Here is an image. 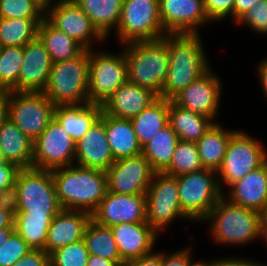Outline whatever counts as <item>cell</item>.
Listing matches in <instances>:
<instances>
[{
  "instance_id": "1",
  "label": "cell",
  "mask_w": 267,
  "mask_h": 266,
  "mask_svg": "<svg viewBox=\"0 0 267 266\" xmlns=\"http://www.w3.org/2000/svg\"><path fill=\"white\" fill-rule=\"evenodd\" d=\"M169 67L162 92L158 96L172 100L193 81L202 76L210 67L201 33L166 34Z\"/></svg>"
},
{
  "instance_id": "2",
  "label": "cell",
  "mask_w": 267,
  "mask_h": 266,
  "mask_svg": "<svg viewBox=\"0 0 267 266\" xmlns=\"http://www.w3.org/2000/svg\"><path fill=\"white\" fill-rule=\"evenodd\" d=\"M62 209L92 214L108 192L105 171L72 164L51 170Z\"/></svg>"
},
{
  "instance_id": "3",
  "label": "cell",
  "mask_w": 267,
  "mask_h": 266,
  "mask_svg": "<svg viewBox=\"0 0 267 266\" xmlns=\"http://www.w3.org/2000/svg\"><path fill=\"white\" fill-rule=\"evenodd\" d=\"M208 223L211 239L219 246H241L262 237L261 212L240 207L222 196L201 221Z\"/></svg>"
},
{
  "instance_id": "4",
  "label": "cell",
  "mask_w": 267,
  "mask_h": 266,
  "mask_svg": "<svg viewBox=\"0 0 267 266\" xmlns=\"http://www.w3.org/2000/svg\"><path fill=\"white\" fill-rule=\"evenodd\" d=\"M120 46L125 52L127 81L149 88L159 96L168 75V43L161 38Z\"/></svg>"
},
{
  "instance_id": "5",
  "label": "cell",
  "mask_w": 267,
  "mask_h": 266,
  "mask_svg": "<svg viewBox=\"0 0 267 266\" xmlns=\"http://www.w3.org/2000/svg\"><path fill=\"white\" fill-rule=\"evenodd\" d=\"M11 201L14 214L57 215L62 210L51 170L21 168Z\"/></svg>"
},
{
  "instance_id": "6",
  "label": "cell",
  "mask_w": 267,
  "mask_h": 266,
  "mask_svg": "<svg viewBox=\"0 0 267 266\" xmlns=\"http://www.w3.org/2000/svg\"><path fill=\"white\" fill-rule=\"evenodd\" d=\"M89 49L65 61L53 62L43 93L55 106L89 103Z\"/></svg>"
},
{
  "instance_id": "7",
  "label": "cell",
  "mask_w": 267,
  "mask_h": 266,
  "mask_svg": "<svg viewBox=\"0 0 267 266\" xmlns=\"http://www.w3.org/2000/svg\"><path fill=\"white\" fill-rule=\"evenodd\" d=\"M261 138L257 139L244 130H235L229 139L221 167L217 171L219 186L225 193L233 183L267 161V149ZM225 188H224V187Z\"/></svg>"
},
{
  "instance_id": "8",
  "label": "cell",
  "mask_w": 267,
  "mask_h": 266,
  "mask_svg": "<svg viewBox=\"0 0 267 266\" xmlns=\"http://www.w3.org/2000/svg\"><path fill=\"white\" fill-rule=\"evenodd\" d=\"M177 184L181 209L194 223H201L223 196L217 171L211 169L178 176Z\"/></svg>"
},
{
  "instance_id": "9",
  "label": "cell",
  "mask_w": 267,
  "mask_h": 266,
  "mask_svg": "<svg viewBox=\"0 0 267 266\" xmlns=\"http://www.w3.org/2000/svg\"><path fill=\"white\" fill-rule=\"evenodd\" d=\"M115 33L121 45L163 38L167 33L160 20L159 0H123Z\"/></svg>"
},
{
  "instance_id": "10",
  "label": "cell",
  "mask_w": 267,
  "mask_h": 266,
  "mask_svg": "<svg viewBox=\"0 0 267 266\" xmlns=\"http://www.w3.org/2000/svg\"><path fill=\"white\" fill-rule=\"evenodd\" d=\"M177 219L193 222L181 209L177 177L155 172L146 193V222L160 235Z\"/></svg>"
},
{
  "instance_id": "11",
  "label": "cell",
  "mask_w": 267,
  "mask_h": 266,
  "mask_svg": "<svg viewBox=\"0 0 267 266\" xmlns=\"http://www.w3.org/2000/svg\"><path fill=\"white\" fill-rule=\"evenodd\" d=\"M126 82L127 65L123 48L119 53L89 49V103L102 106Z\"/></svg>"
},
{
  "instance_id": "12",
  "label": "cell",
  "mask_w": 267,
  "mask_h": 266,
  "mask_svg": "<svg viewBox=\"0 0 267 266\" xmlns=\"http://www.w3.org/2000/svg\"><path fill=\"white\" fill-rule=\"evenodd\" d=\"M55 105L43 92H12L9 117L33 142L54 118Z\"/></svg>"
},
{
  "instance_id": "13",
  "label": "cell",
  "mask_w": 267,
  "mask_h": 266,
  "mask_svg": "<svg viewBox=\"0 0 267 266\" xmlns=\"http://www.w3.org/2000/svg\"><path fill=\"white\" fill-rule=\"evenodd\" d=\"M33 143L34 168L53 170L74 164L76 142L55 118Z\"/></svg>"
},
{
  "instance_id": "14",
  "label": "cell",
  "mask_w": 267,
  "mask_h": 266,
  "mask_svg": "<svg viewBox=\"0 0 267 266\" xmlns=\"http://www.w3.org/2000/svg\"><path fill=\"white\" fill-rule=\"evenodd\" d=\"M45 18L55 28L72 37L85 49H94L96 47L94 45L98 42L103 44L107 40L74 0L56 2L45 13Z\"/></svg>"
},
{
  "instance_id": "15",
  "label": "cell",
  "mask_w": 267,
  "mask_h": 266,
  "mask_svg": "<svg viewBox=\"0 0 267 266\" xmlns=\"http://www.w3.org/2000/svg\"><path fill=\"white\" fill-rule=\"evenodd\" d=\"M212 67L177 94L172 101L184 109L208 116L214 122H218L216 120L219 118L223 88L220 76Z\"/></svg>"
},
{
  "instance_id": "16",
  "label": "cell",
  "mask_w": 267,
  "mask_h": 266,
  "mask_svg": "<svg viewBox=\"0 0 267 266\" xmlns=\"http://www.w3.org/2000/svg\"><path fill=\"white\" fill-rule=\"evenodd\" d=\"M155 171L145 157L116 160L106 171L108 191L118 194H146Z\"/></svg>"
},
{
  "instance_id": "17",
  "label": "cell",
  "mask_w": 267,
  "mask_h": 266,
  "mask_svg": "<svg viewBox=\"0 0 267 266\" xmlns=\"http://www.w3.org/2000/svg\"><path fill=\"white\" fill-rule=\"evenodd\" d=\"M160 20L167 34H199L211 23L204 0H159Z\"/></svg>"
},
{
  "instance_id": "18",
  "label": "cell",
  "mask_w": 267,
  "mask_h": 266,
  "mask_svg": "<svg viewBox=\"0 0 267 266\" xmlns=\"http://www.w3.org/2000/svg\"><path fill=\"white\" fill-rule=\"evenodd\" d=\"M92 220L106 227L146 222V194L127 195L108 191L92 213Z\"/></svg>"
},
{
  "instance_id": "19",
  "label": "cell",
  "mask_w": 267,
  "mask_h": 266,
  "mask_svg": "<svg viewBox=\"0 0 267 266\" xmlns=\"http://www.w3.org/2000/svg\"><path fill=\"white\" fill-rule=\"evenodd\" d=\"M52 63L38 37L28 42L23 46V63L18 84L12 92H43L48 84Z\"/></svg>"
},
{
  "instance_id": "20",
  "label": "cell",
  "mask_w": 267,
  "mask_h": 266,
  "mask_svg": "<svg viewBox=\"0 0 267 266\" xmlns=\"http://www.w3.org/2000/svg\"><path fill=\"white\" fill-rule=\"evenodd\" d=\"M114 162L106 136L105 113L102 111L88 132L76 142L74 164L106 172Z\"/></svg>"
},
{
  "instance_id": "21",
  "label": "cell",
  "mask_w": 267,
  "mask_h": 266,
  "mask_svg": "<svg viewBox=\"0 0 267 266\" xmlns=\"http://www.w3.org/2000/svg\"><path fill=\"white\" fill-rule=\"evenodd\" d=\"M121 259L127 262L154 251L159 234L147 223H121L110 226Z\"/></svg>"
},
{
  "instance_id": "22",
  "label": "cell",
  "mask_w": 267,
  "mask_h": 266,
  "mask_svg": "<svg viewBox=\"0 0 267 266\" xmlns=\"http://www.w3.org/2000/svg\"><path fill=\"white\" fill-rule=\"evenodd\" d=\"M91 219L92 214L88 212L62 209L48 228L45 251L50 255L59 248L82 240Z\"/></svg>"
},
{
  "instance_id": "23",
  "label": "cell",
  "mask_w": 267,
  "mask_h": 266,
  "mask_svg": "<svg viewBox=\"0 0 267 266\" xmlns=\"http://www.w3.org/2000/svg\"><path fill=\"white\" fill-rule=\"evenodd\" d=\"M223 196L240 207L262 212L267 206V161L233 183Z\"/></svg>"
},
{
  "instance_id": "24",
  "label": "cell",
  "mask_w": 267,
  "mask_h": 266,
  "mask_svg": "<svg viewBox=\"0 0 267 266\" xmlns=\"http://www.w3.org/2000/svg\"><path fill=\"white\" fill-rule=\"evenodd\" d=\"M157 98L151 89L127 81L111 94L102 105V111L110 116L131 119Z\"/></svg>"
},
{
  "instance_id": "25",
  "label": "cell",
  "mask_w": 267,
  "mask_h": 266,
  "mask_svg": "<svg viewBox=\"0 0 267 266\" xmlns=\"http://www.w3.org/2000/svg\"><path fill=\"white\" fill-rule=\"evenodd\" d=\"M101 112L102 106L98 104L58 105L54 109V118L78 142L100 117Z\"/></svg>"
},
{
  "instance_id": "26",
  "label": "cell",
  "mask_w": 267,
  "mask_h": 266,
  "mask_svg": "<svg viewBox=\"0 0 267 266\" xmlns=\"http://www.w3.org/2000/svg\"><path fill=\"white\" fill-rule=\"evenodd\" d=\"M105 130L115 161L141 154L142 147L130 119L114 117L105 113Z\"/></svg>"
},
{
  "instance_id": "27",
  "label": "cell",
  "mask_w": 267,
  "mask_h": 266,
  "mask_svg": "<svg viewBox=\"0 0 267 266\" xmlns=\"http://www.w3.org/2000/svg\"><path fill=\"white\" fill-rule=\"evenodd\" d=\"M33 141L10 119L0 126V151L20 168L33 167Z\"/></svg>"
},
{
  "instance_id": "28",
  "label": "cell",
  "mask_w": 267,
  "mask_h": 266,
  "mask_svg": "<svg viewBox=\"0 0 267 266\" xmlns=\"http://www.w3.org/2000/svg\"><path fill=\"white\" fill-rule=\"evenodd\" d=\"M234 128L225 129L222 123L215 122L197 141V151L204 168L218 171L221 167L231 134Z\"/></svg>"
},
{
  "instance_id": "29",
  "label": "cell",
  "mask_w": 267,
  "mask_h": 266,
  "mask_svg": "<svg viewBox=\"0 0 267 266\" xmlns=\"http://www.w3.org/2000/svg\"><path fill=\"white\" fill-rule=\"evenodd\" d=\"M215 122L169 100V124L179 140L197 142Z\"/></svg>"
},
{
  "instance_id": "30",
  "label": "cell",
  "mask_w": 267,
  "mask_h": 266,
  "mask_svg": "<svg viewBox=\"0 0 267 266\" xmlns=\"http://www.w3.org/2000/svg\"><path fill=\"white\" fill-rule=\"evenodd\" d=\"M130 120L142 147L169 123V100L158 97Z\"/></svg>"
},
{
  "instance_id": "31",
  "label": "cell",
  "mask_w": 267,
  "mask_h": 266,
  "mask_svg": "<svg viewBox=\"0 0 267 266\" xmlns=\"http://www.w3.org/2000/svg\"><path fill=\"white\" fill-rule=\"evenodd\" d=\"M37 37L44 44L52 62L72 59L85 49L72 37L55 28L46 18L38 25Z\"/></svg>"
},
{
  "instance_id": "32",
  "label": "cell",
  "mask_w": 267,
  "mask_h": 266,
  "mask_svg": "<svg viewBox=\"0 0 267 266\" xmlns=\"http://www.w3.org/2000/svg\"><path fill=\"white\" fill-rule=\"evenodd\" d=\"M88 15L97 30L107 39L116 31L123 0H74Z\"/></svg>"
},
{
  "instance_id": "33",
  "label": "cell",
  "mask_w": 267,
  "mask_h": 266,
  "mask_svg": "<svg viewBox=\"0 0 267 266\" xmlns=\"http://www.w3.org/2000/svg\"><path fill=\"white\" fill-rule=\"evenodd\" d=\"M179 138L168 123L145 145L141 154L155 172H163L171 163Z\"/></svg>"
},
{
  "instance_id": "34",
  "label": "cell",
  "mask_w": 267,
  "mask_h": 266,
  "mask_svg": "<svg viewBox=\"0 0 267 266\" xmlns=\"http://www.w3.org/2000/svg\"><path fill=\"white\" fill-rule=\"evenodd\" d=\"M84 241L89 255H95L116 262L119 266H124L117 244L110 227L97 224L94 220L88 223Z\"/></svg>"
},
{
  "instance_id": "35",
  "label": "cell",
  "mask_w": 267,
  "mask_h": 266,
  "mask_svg": "<svg viewBox=\"0 0 267 266\" xmlns=\"http://www.w3.org/2000/svg\"><path fill=\"white\" fill-rule=\"evenodd\" d=\"M56 215L14 214L15 232L32 248L45 251L48 228Z\"/></svg>"
},
{
  "instance_id": "36",
  "label": "cell",
  "mask_w": 267,
  "mask_h": 266,
  "mask_svg": "<svg viewBox=\"0 0 267 266\" xmlns=\"http://www.w3.org/2000/svg\"><path fill=\"white\" fill-rule=\"evenodd\" d=\"M44 18H0V47L24 46L37 37Z\"/></svg>"
},
{
  "instance_id": "37",
  "label": "cell",
  "mask_w": 267,
  "mask_h": 266,
  "mask_svg": "<svg viewBox=\"0 0 267 266\" xmlns=\"http://www.w3.org/2000/svg\"><path fill=\"white\" fill-rule=\"evenodd\" d=\"M203 168L196 143L179 140L172 161L163 172L178 177Z\"/></svg>"
},
{
  "instance_id": "38",
  "label": "cell",
  "mask_w": 267,
  "mask_h": 266,
  "mask_svg": "<svg viewBox=\"0 0 267 266\" xmlns=\"http://www.w3.org/2000/svg\"><path fill=\"white\" fill-rule=\"evenodd\" d=\"M22 63L23 46L0 47V90L17 86Z\"/></svg>"
},
{
  "instance_id": "39",
  "label": "cell",
  "mask_w": 267,
  "mask_h": 266,
  "mask_svg": "<svg viewBox=\"0 0 267 266\" xmlns=\"http://www.w3.org/2000/svg\"><path fill=\"white\" fill-rule=\"evenodd\" d=\"M89 252L84 239L50 254V266H87Z\"/></svg>"
},
{
  "instance_id": "40",
  "label": "cell",
  "mask_w": 267,
  "mask_h": 266,
  "mask_svg": "<svg viewBox=\"0 0 267 266\" xmlns=\"http://www.w3.org/2000/svg\"><path fill=\"white\" fill-rule=\"evenodd\" d=\"M0 18H45V12L33 0H0Z\"/></svg>"
},
{
  "instance_id": "41",
  "label": "cell",
  "mask_w": 267,
  "mask_h": 266,
  "mask_svg": "<svg viewBox=\"0 0 267 266\" xmlns=\"http://www.w3.org/2000/svg\"><path fill=\"white\" fill-rule=\"evenodd\" d=\"M235 26H247L250 32L267 36V0H258L249 10L244 12L235 22Z\"/></svg>"
},
{
  "instance_id": "42",
  "label": "cell",
  "mask_w": 267,
  "mask_h": 266,
  "mask_svg": "<svg viewBox=\"0 0 267 266\" xmlns=\"http://www.w3.org/2000/svg\"><path fill=\"white\" fill-rule=\"evenodd\" d=\"M32 248L14 231L0 246V266H13Z\"/></svg>"
},
{
  "instance_id": "43",
  "label": "cell",
  "mask_w": 267,
  "mask_h": 266,
  "mask_svg": "<svg viewBox=\"0 0 267 266\" xmlns=\"http://www.w3.org/2000/svg\"><path fill=\"white\" fill-rule=\"evenodd\" d=\"M235 0H204V8L211 23L228 19L233 23V6Z\"/></svg>"
},
{
  "instance_id": "44",
  "label": "cell",
  "mask_w": 267,
  "mask_h": 266,
  "mask_svg": "<svg viewBox=\"0 0 267 266\" xmlns=\"http://www.w3.org/2000/svg\"><path fill=\"white\" fill-rule=\"evenodd\" d=\"M20 169L17 164L11 162L0 166V189L5 190L10 196H12Z\"/></svg>"
},
{
  "instance_id": "45",
  "label": "cell",
  "mask_w": 267,
  "mask_h": 266,
  "mask_svg": "<svg viewBox=\"0 0 267 266\" xmlns=\"http://www.w3.org/2000/svg\"><path fill=\"white\" fill-rule=\"evenodd\" d=\"M192 247H186L173 251V253L167 251H161V266H187L188 260L192 257Z\"/></svg>"
},
{
  "instance_id": "46",
  "label": "cell",
  "mask_w": 267,
  "mask_h": 266,
  "mask_svg": "<svg viewBox=\"0 0 267 266\" xmlns=\"http://www.w3.org/2000/svg\"><path fill=\"white\" fill-rule=\"evenodd\" d=\"M13 266H50V255L41 249H31Z\"/></svg>"
},
{
  "instance_id": "47",
  "label": "cell",
  "mask_w": 267,
  "mask_h": 266,
  "mask_svg": "<svg viewBox=\"0 0 267 266\" xmlns=\"http://www.w3.org/2000/svg\"><path fill=\"white\" fill-rule=\"evenodd\" d=\"M125 266H161V251L155 252L129 260Z\"/></svg>"
},
{
  "instance_id": "48",
  "label": "cell",
  "mask_w": 267,
  "mask_h": 266,
  "mask_svg": "<svg viewBox=\"0 0 267 266\" xmlns=\"http://www.w3.org/2000/svg\"><path fill=\"white\" fill-rule=\"evenodd\" d=\"M14 227V209L12 201L0 205V229Z\"/></svg>"
},
{
  "instance_id": "49",
  "label": "cell",
  "mask_w": 267,
  "mask_h": 266,
  "mask_svg": "<svg viewBox=\"0 0 267 266\" xmlns=\"http://www.w3.org/2000/svg\"><path fill=\"white\" fill-rule=\"evenodd\" d=\"M257 64L256 69V75L257 78L259 79V84L261 86V91L263 92L262 94L265 99L267 100V57L264 58L263 60L261 59Z\"/></svg>"
},
{
  "instance_id": "50",
  "label": "cell",
  "mask_w": 267,
  "mask_h": 266,
  "mask_svg": "<svg viewBox=\"0 0 267 266\" xmlns=\"http://www.w3.org/2000/svg\"><path fill=\"white\" fill-rule=\"evenodd\" d=\"M9 99H10V91L0 90V126L9 117Z\"/></svg>"
},
{
  "instance_id": "51",
  "label": "cell",
  "mask_w": 267,
  "mask_h": 266,
  "mask_svg": "<svg viewBox=\"0 0 267 266\" xmlns=\"http://www.w3.org/2000/svg\"><path fill=\"white\" fill-rule=\"evenodd\" d=\"M257 1L258 0H235L233 6V23Z\"/></svg>"
},
{
  "instance_id": "52",
  "label": "cell",
  "mask_w": 267,
  "mask_h": 266,
  "mask_svg": "<svg viewBox=\"0 0 267 266\" xmlns=\"http://www.w3.org/2000/svg\"><path fill=\"white\" fill-rule=\"evenodd\" d=\"M87 266H119L116 262L95 255H89Z\"/></svg>"
},
{
  "instance_id": "53",
  "label": "cell",
  "mask_w": 267,
  "mask_h": 266,
  "mask_svg": "<svg viewBox=\"0 0 267 266\" xmlns=\"http://www.w3.org/2000/svg\"><path fill=\"white\" fill-rule=\"evenodd\" d=\"M213 266H238V257H219L214 259Z\"/></svg>"
},
{
  "instance_id": "54",
  "label": "cell",
  "mask_w": 267,
  "mask_h": 266,
  "mask_svg": "<svg viewBox=\"0 0 267 266\" xmlns=\"http://www.w3.org/2000/svg\"><path fill=\"white\" fill-rule=\"evenodd\" d=\"M238 266H267V263L266 262H261L258 260L255 261V259H248L247 257H238Z\"/></svg>"
},
{
  "instance_id": "55",
  "label": "cell",
  "mask_w": 267,
  "mask_h": 266,
  "mask_svg": "<svg viewBox=\"0 0 267 266\" xmlns=\"http://www.w3.org/2000/svg\"><path fill=\"white\" fill-rule=\"evenodd\" d=\"M15 231V227H5L0 229V246H2Z\"/></svg>"
},
{
  "instance_id": "56",
  "label": "cell",
  "mask_w": 267,
  "mask_h": 266,
  "mask_svg": "<svg viewBox=\"0 0 267 266\" xmlns=\"http://www.w3.org/2000/svg\"><path fill=\"white\" fill-rule=\"evenodd\" d=\"M261 224H262V237L264 240V243L267 244V206L266 208L261 212Z\"/></svg>"
},
{
  "instance_id": "57",
  "label": "cell",
  "mask_w": 267,
  "mask_h": 266,
  "mask_svg": "<svg viewBox=\"0 0 267 266\" xmlns=\"http://www.w3.org/2000/svg\"><path fill=\"white\" fill-rule=\"evenodd\" d=\"M193 259V260H192ZM208 259L206 261V259H200V260H196L194 261L193 256L188 260L187 266H213L214 264V259L212 258V260Z\"/></svg>"
},
{
  "instance_id": "58",
  "label": "cell",
  "mask_w": 267,
  "mask_h": 266,
  "mask_svg": "<svg viewBox=\"0 0 267 266\" xmlns=\"http://www.w3.org/2000/svg\"><path fill=\"white\" fill-rule=\"evenodd\" d=\"M45 13L56 3L58 0H33ZM54 1V2H53Z\"/></svg>"
},
{
  "instance_id": "59",
  "label": "cell",
  "mask_w": 267,
  "mask_h": 266,
  "mask_svg": "<svg viewBox=\"0 0 267 266\" xmlns=\"http://www.w3.org/2000/svg\"><path fill=\"white\" fill-rule=\"evenodd\" d=\"M11 200V196L5 191L0 189V205L8 203Z\"/></svg>"
},
{
  "instance_id": "60",
  "label": "cell",
  "mask_w": 267,
  "mask_h": 266,
  "mask_svg": "<svg viewBox=\"0 0 267 266\" xmlns=\"http://www.w3.org/2000/svg\"><path fill=\"white\" fill-rule=\"evenodd\" d=\"M8 160L5 158L4 154L0 151V166L8 164Z\"/></svg>"
}]
</instances>
